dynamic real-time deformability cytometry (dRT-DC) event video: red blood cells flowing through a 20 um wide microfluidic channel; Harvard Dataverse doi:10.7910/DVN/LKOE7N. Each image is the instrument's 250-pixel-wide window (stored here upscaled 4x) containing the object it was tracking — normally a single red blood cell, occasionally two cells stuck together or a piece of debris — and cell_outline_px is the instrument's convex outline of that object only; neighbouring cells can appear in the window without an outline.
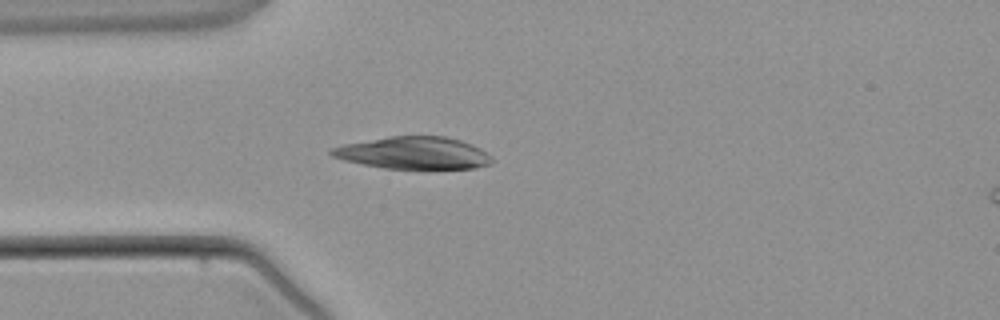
{"species": "common noctule bat (a hibernating species)", "species_latin": "Nyctalus noctula", "temperature_condition": "warm", "stored_images_in_passage": 4, "camera_frame_rate_fps": 3000, "um_per_image_px": 0.085, "animal": {"sex": "male", "body_mass_g": 21.5, "forearm_length_mm": 52.0}, "frame": {"image": 1, "passage_image": 4, "time_ms": 3.333, "image_size_px": [1000, 320], "cell_outline_px": [[492, 160], [488, 164], [476, 168], [384, 168], [344, 160], [332, 156], [328, 152], [332, 148], [344, 144], [392, 136], [444, 136], [460, 140], [472, 144], [480, 148], [492, 156]], "centroid_in_image_um": [35.16, 12.99], "position_along_channel_um": 49.8, "area_um2": 29.77}}